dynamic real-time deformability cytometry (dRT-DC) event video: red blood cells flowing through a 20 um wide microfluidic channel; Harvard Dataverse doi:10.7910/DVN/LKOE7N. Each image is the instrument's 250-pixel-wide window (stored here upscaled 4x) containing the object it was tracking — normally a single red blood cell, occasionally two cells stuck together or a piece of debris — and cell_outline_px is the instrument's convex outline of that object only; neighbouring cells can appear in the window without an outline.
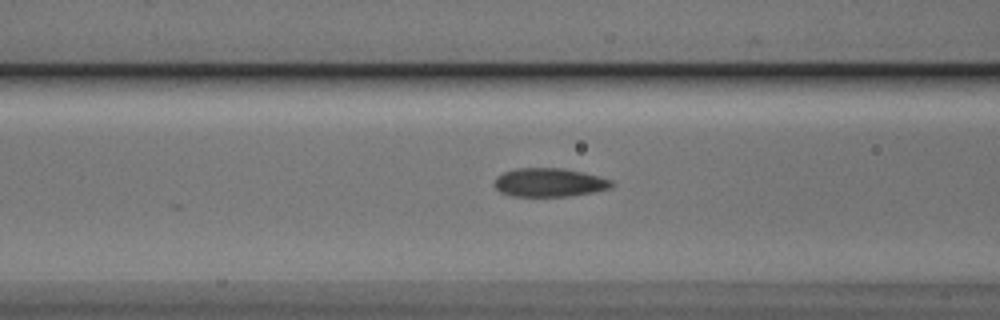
{"species": "Egyptian fruit bat (a non-hibernating species)", "species_latin": "Rousettus aegyptiacus", "temperature_condition": "cold", "stored_images_in_passage": 13, "camera_frame_rate_fps": 3000, "um_per_image_px": 0.085, "animal": {"sex": "male"}, "frame": {"image": 1, "passage_image": 9, "time_ms": 2.667, "image_size_px": [1000, 320], "cell_outline_px": [[616, 184], [612, 188], [592, 192], [568, 196], [512, 196], [500, 192], [492, 184], [496, 176], [504, 172], [516, 168], [564, 168], [600, 176], [612, 180]], "centroid_in_image_um": [46.69, 15.5], "position_along_channel_um": 119.9, "area_um2": 19.77}}
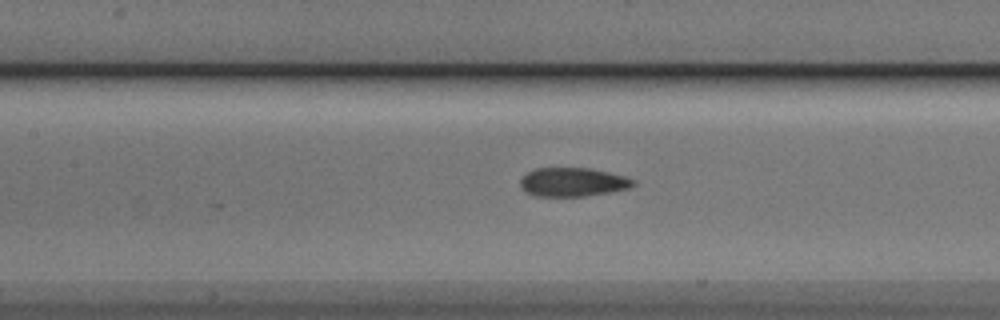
{"frame": {"image": 2, "passage_image": 12, "time_ms": 3.667, "image_size_px": [1000, 320], "cell_outline_px": [[636, 184], [628, 188], [608, 192], [584, 196], [536, 196], [528, 192], [520, 184], [520, 180], [528, 172], [536, 168], [588, 168], [624, 176], [636, 180]], "centroid_in_image_um": [48.7, 15.47], "position_along_channel_um": 158.7, "area_um2": 18.61}}